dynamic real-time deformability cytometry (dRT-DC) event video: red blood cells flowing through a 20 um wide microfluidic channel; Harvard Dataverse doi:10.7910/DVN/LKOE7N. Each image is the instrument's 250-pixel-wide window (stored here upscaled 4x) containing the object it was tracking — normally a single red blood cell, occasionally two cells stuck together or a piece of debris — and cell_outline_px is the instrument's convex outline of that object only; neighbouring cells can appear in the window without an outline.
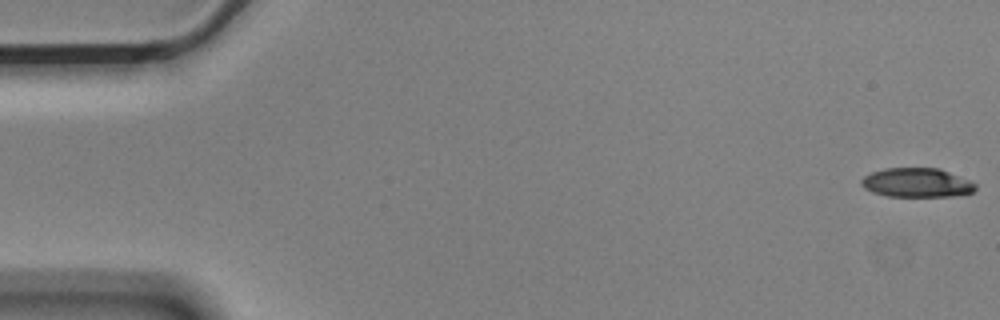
{"species": "Egyptian fruit bat (a non-hibernating species)", "species_latin": "Rousettus aegyptiacus", "temperature_condition": "cold", "stored_images_in_passage": 56, "camera_frame_rate_fps": 3000, "um_per_image_px": 0.085, "animal": {"sex": "male"}, "frame": {"image": 1, "passage_image": 1, "time_ms": 0.0, "image_size_px": [1000, 320], "cell_outline_px": [[976, 188], [972, 192], [956, 196], [888, 196], [872, 192], [864, 188], [860, 184], [860, 180], [864, 176], [872, 172], [884, 168], [940, 168], [972, 180], [976, 184]], "centroid_in_image_um": [77.94, 15.52], "position_along_channel_um": 7.1, "area_um2": 19.59}}
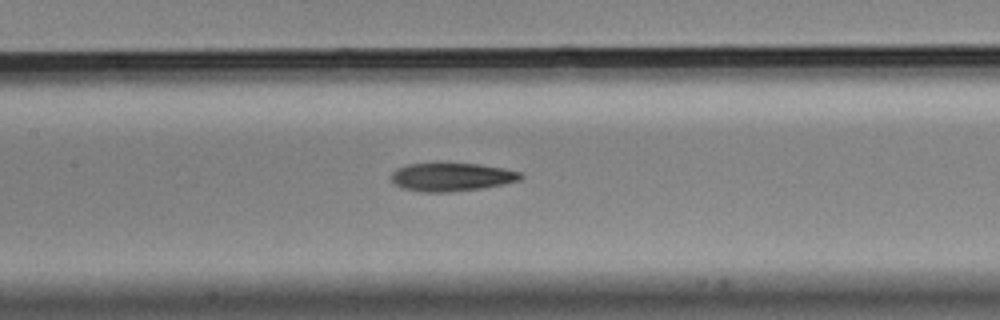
{"frame": {"image": 2, "passage_image": 26, "time_ms": 8.333, "image_size_px": [1000, 320], "cell_outline_px": [[524, 176], [520, 180], [504, 184], [480, 188], [448, 192], [420, 192], [404, 188], [396, 184], [392, 180], [392, 172], [396, 168], [408, 164], [436, 160], [440, 160], [480, 164], [504, 168], [520, 172]], "centroid_in_image_um": [38.37, 14.98], "position_along_channel_um": 169.0, "area_um2": 22.2}}
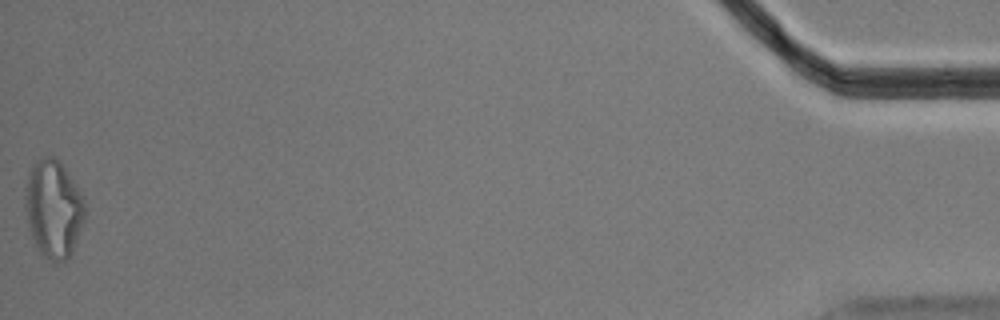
{"frame": {"image": 3, "passage_image": 56, "time_ms": 18.333, "image_size_px": [1000, 320], "cell_outline_px": [[84, 220], [72, 252], [68, 260], [56, 264], [44, 256], [40, 252], [28, 228], [24, 208], [24, 188], [28, 172], [40, 160], [48, 156], [56, 156], [84, 196]], "centroid_in_image_um": [4.53, 17.77], "position_along_channel_um": 430.7, "area_um2": 34.22}, "authors_computed_cell_mechanics": {"area_um2": 21.5594, "velocity_mm_per_s": 3.5889, "shape_relaxation_time_tau1_ms": 4.6377, "shape_relaxation_time_tau2_ms": 4.1159, "deformation_change_tau1": 0.1555, "deformation_change_tau2": 0.144}}